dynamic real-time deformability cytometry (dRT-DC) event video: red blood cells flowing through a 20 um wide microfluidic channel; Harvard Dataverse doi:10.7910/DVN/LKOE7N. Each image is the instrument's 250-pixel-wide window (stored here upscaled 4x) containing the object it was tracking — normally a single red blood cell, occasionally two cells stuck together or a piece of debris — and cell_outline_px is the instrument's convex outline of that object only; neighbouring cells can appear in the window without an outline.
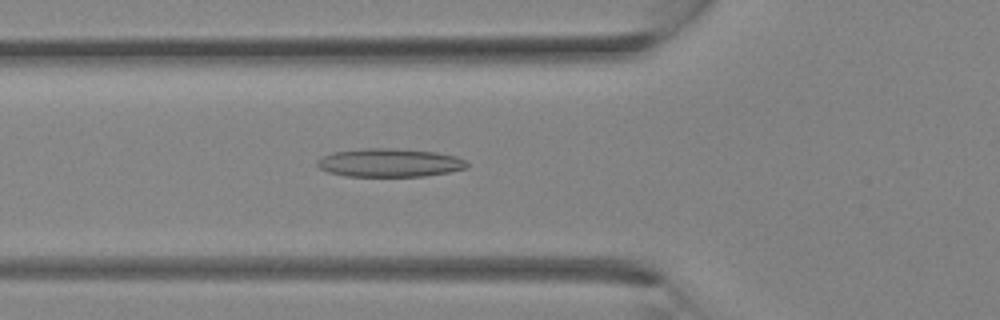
{"species": "Egyptian fruit bat (a non-hibernating species)", "species_latin": "Rousettus aegyptiacus", "temperature_condition": "room temperature", "stored_images_in_passage": 32, "camera_frame_rate_fps": 3000, "um_per_image_px": 0.085, "animal": {"sex": "female"}, "frame": {"image": 1, "passage_image": 11, "time_ms": 3.333, "image_size_px": [1000, 320], "cell_outline_px": [[468, 164], [464, 168], [448, 172], [424, 176], [348, 176], [328, 172], [320, 168], [316, 164], [316, 160], [332, 152], [368, 148], [388, 148], [436, 152], [456, 156], [464, 160]], "centroid_in_image_um": [33.08, 13.83], "position_along_channel_um": 92.7, "area_um2": 24.51}}
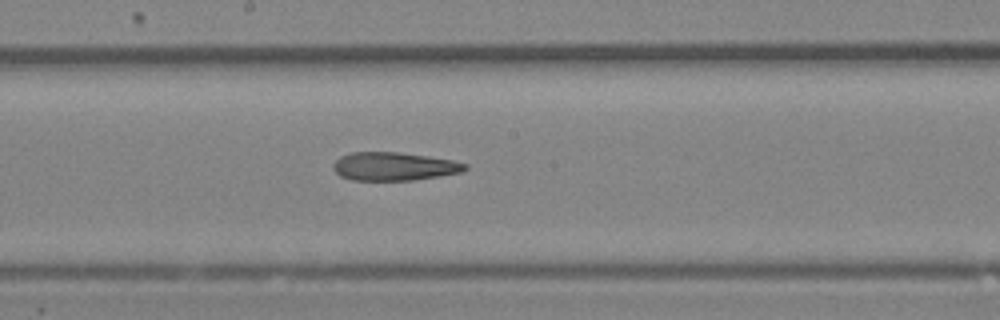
{"frame": {"image": 2, "passage_image": 17, "time_ms": 5.333, "image_size_px": [1000, 320], "cell_outline_px": [[468, 168], [464, 172], [412, 180], [352, 180], [340, 176], [332, 168], [332, 164], [340, 156], [352, 152], [396, 152], [428, 156], [452, 160], [468, 164]], "centroid_in_image_um": [33.49, 14.14], "position_along_channel_um": 214.7, "area_um2": 21.79}}
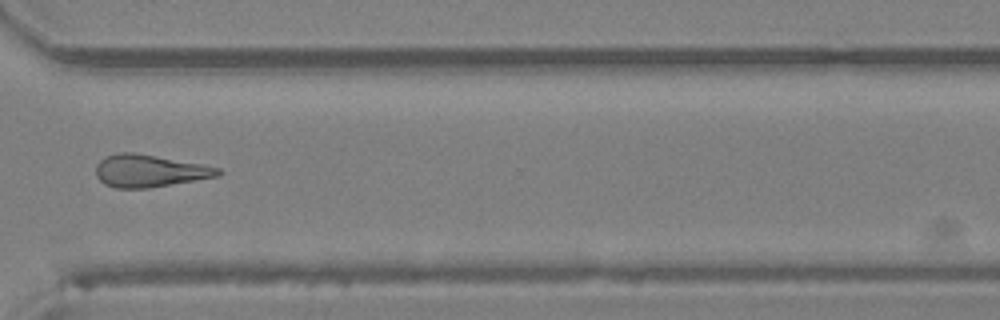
{"frame": {"image": 3, "passage_image": 24, "time_ms": 7.667, "image_size_px": [1000, 320], "cell_outline_px": [[224, 172], [216, 176], [148, 188], [116, 188], [104, 184], [96, 176], [96, 164], [104, 156], [116, 152], [132, 152], [156, 156], [200, 164], [220, 168]], "centroid_in_image_um": [12.64, 14.51], "position_along_channel_um": 358.0, "area_um2": 22.83}}